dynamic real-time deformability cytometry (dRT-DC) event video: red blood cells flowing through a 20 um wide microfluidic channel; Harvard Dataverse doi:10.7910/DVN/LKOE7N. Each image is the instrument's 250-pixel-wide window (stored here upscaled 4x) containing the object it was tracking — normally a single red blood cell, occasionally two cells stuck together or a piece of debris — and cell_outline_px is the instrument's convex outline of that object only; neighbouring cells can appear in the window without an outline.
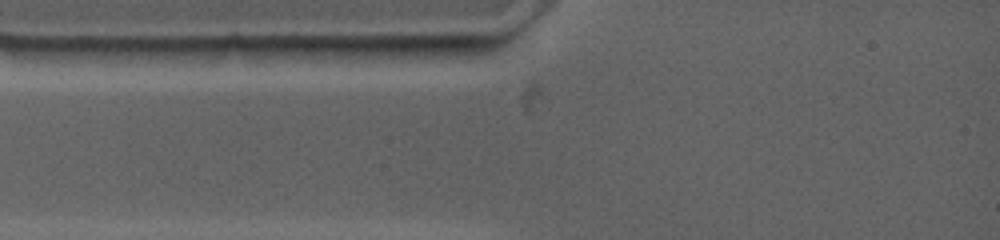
{"species": "common noctule bat (a hibernating species)", "species_latin": "Nyctalus noctula", "temperature_condition": "warm", "stored_images_in_passage": 2, "camera_frame_rate_fps": 4500, "um_per_image_px": 0.085, "animal": {"sex": "female", "body_mass_g": 19.0, "forearm_length_mm": 53.3}, "frame": {"image": 1, "passage_image": 1, "time_ms": 0.0, "image_size_px": [1000, 240], "cell_outline_px": [[248, 48], [216, 64], [124, 64], [116, 48], [232, 44], [240, 44]], "centroid_in_image_um": [15.27, 4.62], "position_along_channel_um": 69.7, "area_um2": 14.97}}